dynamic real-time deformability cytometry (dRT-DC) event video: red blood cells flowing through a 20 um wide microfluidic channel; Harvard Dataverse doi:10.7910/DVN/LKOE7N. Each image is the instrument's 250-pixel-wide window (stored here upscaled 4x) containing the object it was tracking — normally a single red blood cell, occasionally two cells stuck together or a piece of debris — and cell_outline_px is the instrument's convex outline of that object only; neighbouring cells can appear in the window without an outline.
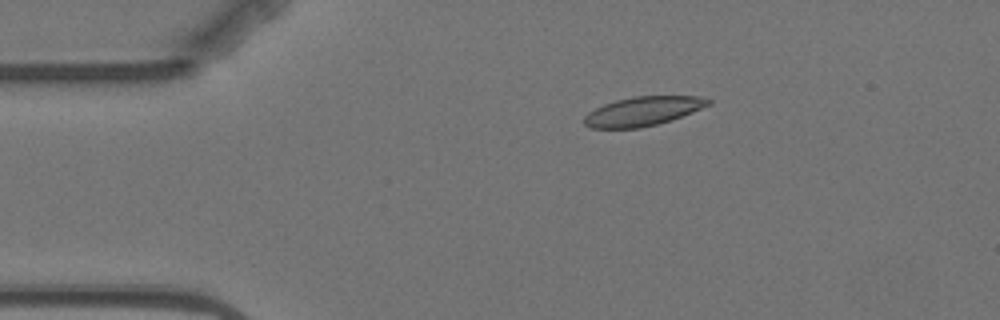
{"species": "Egyptian fruit bat (a non-hibernating species)", "species_latin": "Rousettus aegyptiacus", "temperature_condition": "warm", "stored_images_in_passage": 8, "camera_frame_rate_fps": 3000, "um_per_image_px": 0.085, "animal": {"sex": "female"}, "frame": {"image": 1, "passage_image": 3, "time_ms": 2.667, "image_size_px": [1000, 320], "cell_outline_px": [[712, 104], [692, 112], [656, 124], [640, 128], [592, 128], [584, 124], [584, 116], [588, 112], [604, 104], [616, 100], [632, 96], [700, 96], [712, 100]], "centroid_in_image_um": [54.65, 9.44], "position_along_channel_um": 30.4, "area_um2": 20.92}}
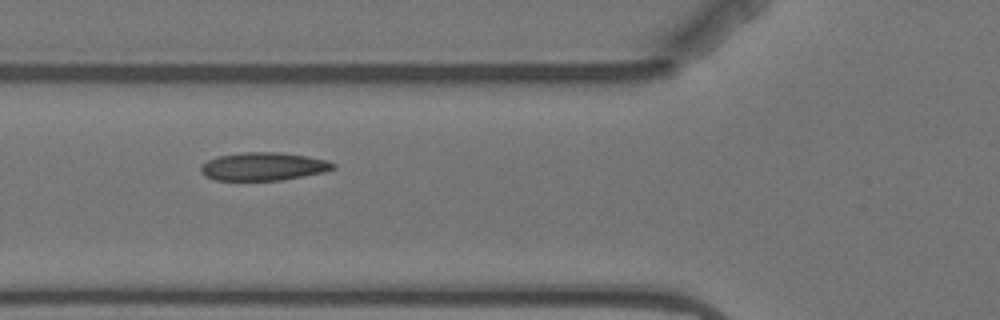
{"frame": {"image": 2, "passage_image": 6, "time_ms": 6.0, "image_size_px": [1000, 320], "cell_outline_px": [[336, 168], [324, 172], [280, 180], [216, 180], [204, 176], [200, 172], [200, 168], [208, 160], [220, 156], [244, 152], [280, 152], [308, 156], [328, 160], [336, 164]], "centroid_in_image_um": [22.42, 14.15], "position_along_channel_um": 103.4, "area_um2": 21.62}}
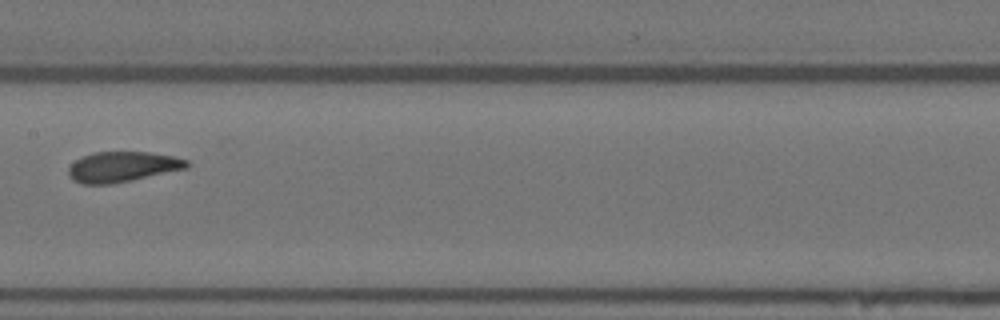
{"frame": {"image": 3, "passage_image": 8, "time_ms": 8.667, "image_size_px": [1000, 320], "cell_outline_px": [[188, 168], [132, 180], [112, 184], [84, 184], [72, 180], [68, 176], [68, 168], [76, 160], [92, 152], [148, 152], [172, 156], [188, 160]], "centroid_in_image_um": [10.39, 14.18], "position_along_channel_um": 197.0, "area_um2": 20.87}}